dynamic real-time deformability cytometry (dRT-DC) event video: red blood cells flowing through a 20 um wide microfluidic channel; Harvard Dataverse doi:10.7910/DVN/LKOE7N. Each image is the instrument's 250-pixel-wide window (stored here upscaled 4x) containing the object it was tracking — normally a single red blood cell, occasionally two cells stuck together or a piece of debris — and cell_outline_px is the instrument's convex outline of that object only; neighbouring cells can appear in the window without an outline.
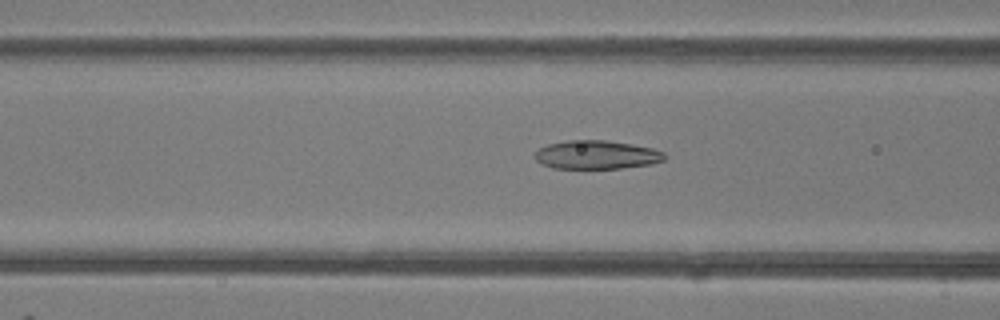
{"species": "common noctule bat (a hibernating species)", "species_latin": "Nyctalus noctula", "temperature_condition": "room temperature", "stored_images_in_passage": 36, "camera_frame_rate_fps": 3000, "um_per_image_px": 0.085, "animal": {"sex": "female"}, "frame": {"image": 1, "passage_image": 16, "time_ms": 5.0, "image_size_px": [1000, 320], "cell_outline_px": [[664, 160], [652, 164], [620, 168], [552, 168], [540, 164], [532, 156], [540, 148], [548, 144], [568, 140], [608, 140], [632, 144], [652, 148], [664, 152]], "centroid_in_image_um": [50.68, 13.15], "position_along_channel_um": 115.9, "area_um2": 21.68}}
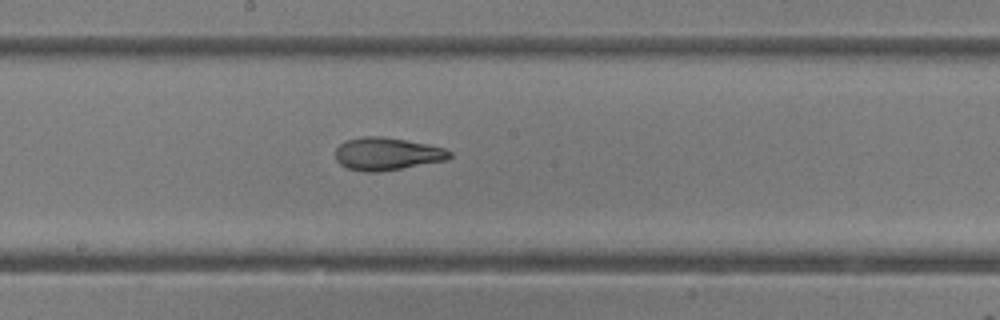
{"frame": {"image": 2, "passage_image": 23, "time_ms": 7.333, "image_size_px": [1000, 320], "cell_outline_px": [[452, 156], [448, 160], [380, 172], [364, 172], [348, 168], [340, 164], [336, 160], [336, 148], [344, 140], [364, 136], [384, 136], [428, 144], [444, 148], [452, 152]], "centroid_in_image_um": [32.9, 13.07], "position_along_channel_um": 215.3, "area_um2": 21.96}}
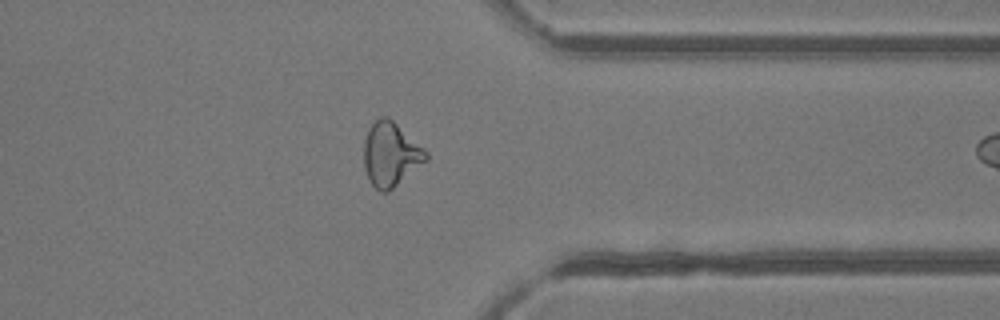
{"frame": {"image": 3, "passage_image": 35, "time_ms": 11.333, "image_size_px": [1000, 320], "cell_outline_px": [[428, 160], [388, 192], [380, 192], [372, 184], [364, 168], [364, 140], [368, 128], [380, 116], [388, 116], [424, 148], [428, 152]], "centroid_in_image_um": [33.21, 13.11], "position_along_channel_um": 378.2, "area_um2": 23.18}}